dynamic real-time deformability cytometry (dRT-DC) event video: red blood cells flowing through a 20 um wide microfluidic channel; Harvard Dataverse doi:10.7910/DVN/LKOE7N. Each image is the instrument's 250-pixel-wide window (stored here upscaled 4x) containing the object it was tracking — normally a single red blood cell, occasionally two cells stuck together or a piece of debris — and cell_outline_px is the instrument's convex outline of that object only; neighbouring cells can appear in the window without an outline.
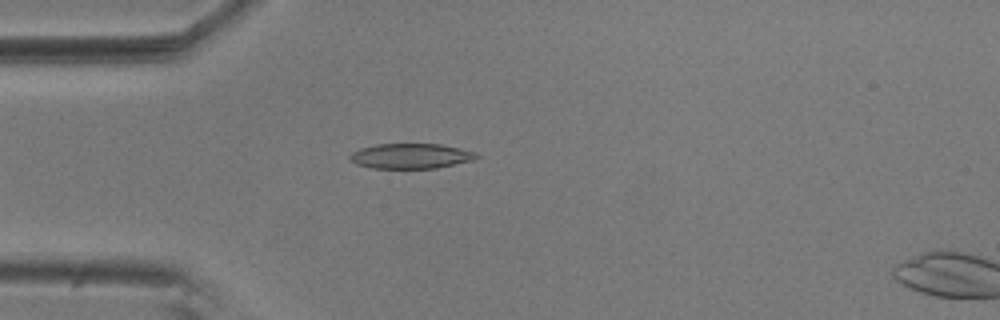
{"species": "common noctule bat (a hibernating species)", "species_latin": "Nyctalus noctula", "temperature_condition": "room temperature", "stored_images_in_passage": 55, "camera_frame_rate_fps": 3000, "um_per_image_px": 0.085, "animal": {"sex": "male", "body_mass_g": 20.5, "forearm_length_mm": 52.5}, "frame": {"image": 1, "passage_image": 15, "time_ms": 4.667, "image_size_px": [1000, 320], "cell_outline_px": [[480, 156], [472, 160], [436, 168], [372, 168], [356, 164], [348, 156], [352, 152], [360, 148], [376, 144], [440, 144], [460, 148], [476, 152]], "centroid_in_image_um": [34.91, 13.26], "position_along_channel_um": 50.1, "area_um2": 18.44}}
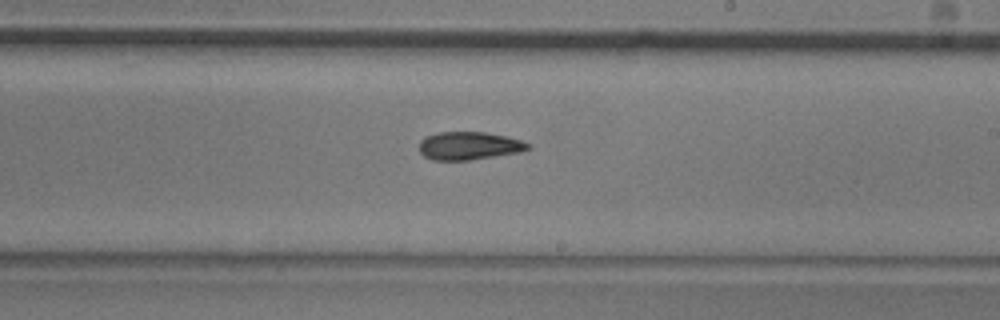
{"frame": {"image": 2, "passage_image": 32, "time_ms": 10.333, "image_size_px": [1000, 320], "cell_outline_px": [[532, 148], [520, 152], [468, 160], [432, 160], [424, 156], [420, 152], [420, 140], [424, 136], [436, 132], [484, 132], [504, 136], [520, 140], [532, 144]], "centroid_in_image_um": [39.86, 12.39], "position_along_channel_um": 249.1, "area_um2": 17.8}}
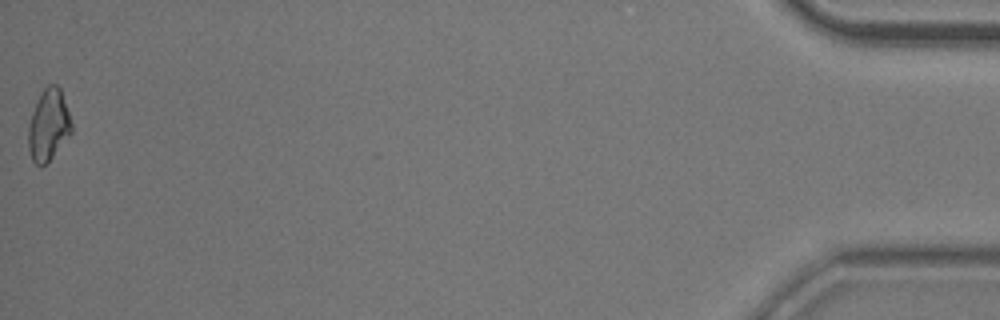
{"frame": {"image": 3, "passage_image": 55, "time_ms": 18.0, "image_size_px": [1000, 320], "cell_outline_px": [[72, 132], [52, 156], [44, 164], [36, 164], [32, 160], [28, 148], [28, 128], [32, 112], [44, 88], [48, 84], [56, 84], [60, 88], [72, 124]], "centroid_in_image_um": [4.12, 10.62], "position_along_channel_um": 431.1, "area_um2": 17.51}, "authors_computed_cell_mechanics": {"area_um2": 18.0914, "velocity_mm_per_s": 3.6685, "shape_relaxation_time_tau1_ms": 5.5094, "shape_relaxation_time_tau2_ms": 3.9142, "deformation_change_tau1": 0.1413, "deformation_change_tau2": 0.1084}}